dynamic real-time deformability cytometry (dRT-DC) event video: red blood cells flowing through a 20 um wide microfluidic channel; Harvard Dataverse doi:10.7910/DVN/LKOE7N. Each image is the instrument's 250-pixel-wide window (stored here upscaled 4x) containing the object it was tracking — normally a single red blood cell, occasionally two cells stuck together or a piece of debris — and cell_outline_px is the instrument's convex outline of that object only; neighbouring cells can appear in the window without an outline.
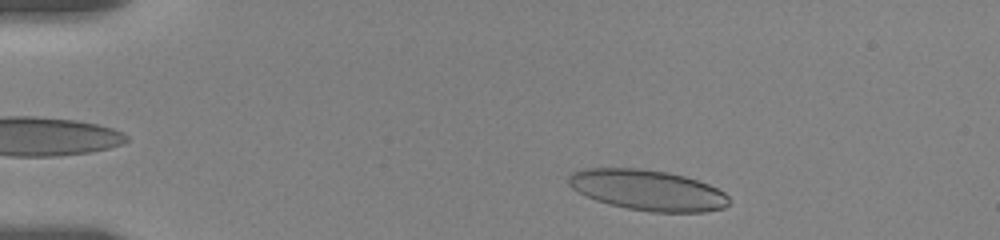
{"species": "human", "species_latin": "Homo sapiens", "temperature_condition": "room temperature", "stored_images_in_passage": 25, "camera_frame_rate_fps": 3000, "um_per_image_px": 0.085, "donor": {"sex": "female"}, "frame": {"image": 1, "passage_image": 2, "time_ms": 0.333, "image_size_px": [1000, 240], "cell_outline_px": [[728, 204], [724, 208], [704, 212], [652, 212], [628, 208], [608, 204], [596, 200], [572, 188], [568, 184], [568, 176], [572, 172], [584, 168], [640, 168], [668, 172], [684, 176], [708, 184], [724, 192], [728, 196]], "centroid_in_image_um": [55.04, 16.15], "position_along_channel_um": 30.0, "area_um2": 37.86}}
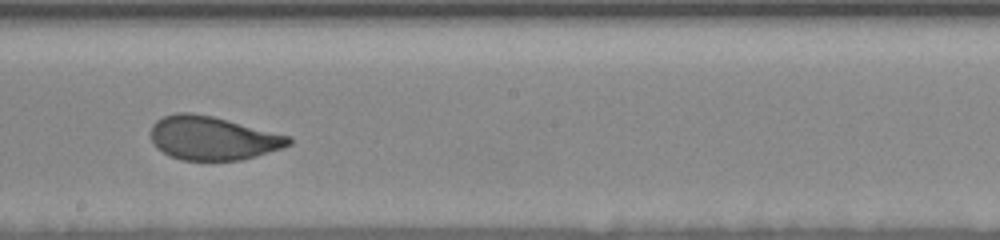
{"frame": {"image": 2, "passage_image": 15, "time_ms": 8.0, "image_size_px": [1000, 240], "cell_outline_px": [[292, 144], [256, 156], [240, 160], [180, 160], [168, 156], [156, 148], [152, 140], [152, 124], [156, 120], [164, 116], [176, 112], [192, 112], [212, 116], [292, 136]], "centroid_in_image_um": [18.07, 11.74], "position_along_channel_um": 230.1, "area_um2": 35.2}}
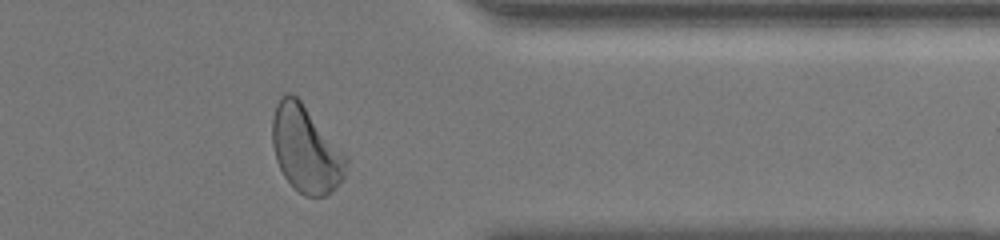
{"frame": {"image": 3, "passage_image": 23, "time_ms": 12.667, "image_size_px": [1000, 240], "cell_outline_px": [[348, 160], [344, 176], [332, 192], [324, 196], [304, 196], [284, 176], [276, 160], [272, 144], [272, 116], [276, 104], [280, 96], [288, 92], [292, 92], [300, 100], [348, 156]], "centroid_in_image_um": [25.99, 12.66], "position_along_channel_um": 385.4, "area_um2": 37.22}, "authors_computed_cell_mechanics": {"area_um2": 36.5296, "velocity_mm_per_s": 3.4882, "shape_relaxation_time_tau1_ms": 4.1838, "shape_relaxation_time_tau2_ms": null, "deformation_change_tau1": 0.1421, "deformation_change_tau2": null}}